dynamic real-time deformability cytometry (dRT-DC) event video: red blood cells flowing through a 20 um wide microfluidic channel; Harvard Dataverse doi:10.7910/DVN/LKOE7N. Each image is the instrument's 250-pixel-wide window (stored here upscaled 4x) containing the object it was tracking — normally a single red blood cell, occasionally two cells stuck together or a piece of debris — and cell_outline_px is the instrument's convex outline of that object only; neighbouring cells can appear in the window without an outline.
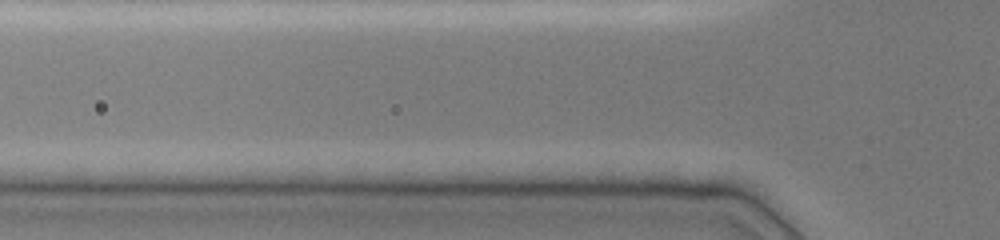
{"species": "common noctule bat (a hibernating species)", "species_latin": "Nyctalus noctula", "temperature_condition": "cold", "stored_images_in_passage": 4, "camera_frame_rate_fps": 3000, "um_per_image_px": 0.085, "animal": {"sex": "female", "body_mass_g": 19.0, "forearm_length_mm": 51.5}, "frame": {"image": 1, "passage_image": 3, "time_ms": 0.667, "image_size_px": [1000, 240], "cell_outline_px": [[556, 188], [516, 192], [424, 192], [412, 188], [412, 184], [440, 180], [528, 180]], "centroid_in_image_um": [40.76, 15.82], "position_along_channel_um": 85.0, "area_um2": 10.52}}